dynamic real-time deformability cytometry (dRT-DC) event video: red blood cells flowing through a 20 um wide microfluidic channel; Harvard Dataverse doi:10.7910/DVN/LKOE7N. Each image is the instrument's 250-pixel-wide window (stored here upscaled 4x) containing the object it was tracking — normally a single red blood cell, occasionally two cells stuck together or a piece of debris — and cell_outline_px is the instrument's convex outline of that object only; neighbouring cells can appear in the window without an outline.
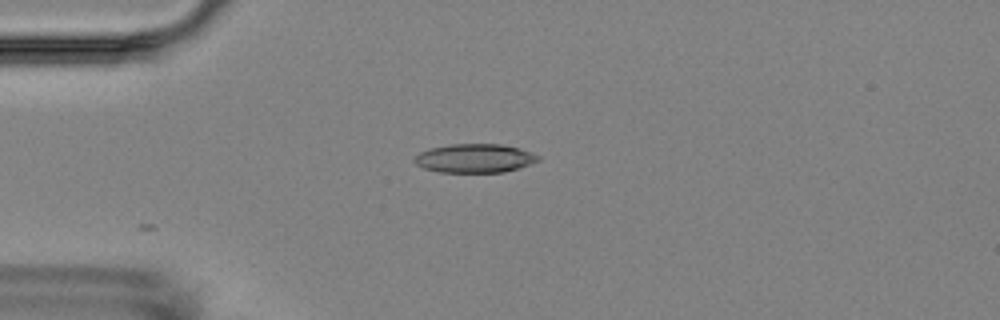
{"species": "Egyptian fruit bat (a non-hibernating species)", "species_latin": "Rousettus aegyptiacus", "temperature_condition": "room temperature", "stored_images_in_passage": 3, "camera_frame_rate_fps": 3000, "um_per_image_px": 0.085, "animal": {"sex": "female"}, "frame": {"image": 1, "passage_image": 3, "time_ms": 2.333, "image_size_px": [1000, 320], "cell_outline_px": [[540, 160], [520, 168], [504, 172], [440, 172], [424, 168], [416, 164], [412, 160], [420, 152], [432, 148], [448, 144], [500, 144], [520, 148], [540, 156]], "centroid_in_image_um": [40.37, 13.45], "position_along_channel_um": 44.6, "area_um2": 20.75}}